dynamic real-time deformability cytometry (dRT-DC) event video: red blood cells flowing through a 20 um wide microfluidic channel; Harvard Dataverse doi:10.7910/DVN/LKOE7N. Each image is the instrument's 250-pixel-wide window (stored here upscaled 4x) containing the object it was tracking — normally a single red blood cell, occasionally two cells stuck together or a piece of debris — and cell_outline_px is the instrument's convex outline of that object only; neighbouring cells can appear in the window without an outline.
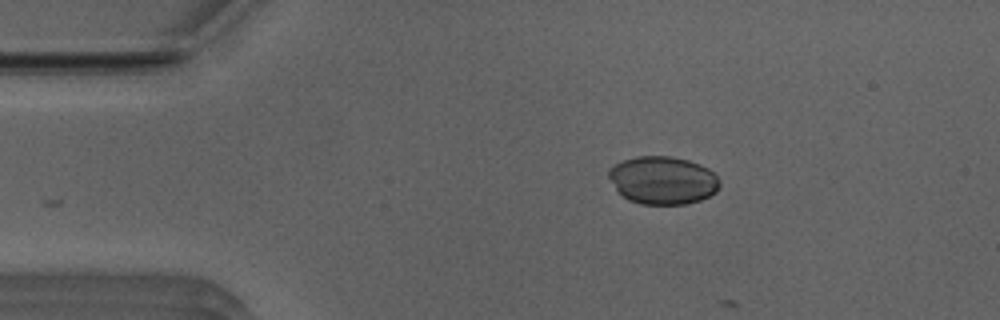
{"species": "Egyptian fruit bat (a non-hibernating species)", "species_latin": "Rousettus aegyptiacus", "temperature_condition": "room temperature", "stored_images_in_passage": 3, "camera_frame_rate_fps": 3000, "um_per_image_px": 0.085, "animal": {"sex": "male"}, "frame": {"image": 1, "passage_image": 1, "time_ms": 0.0, "image_size_px": [1000, 320], "cell_outline_px": [[720, 184], [716, 192], [700, 200], [684, 204], [640, 204], [628, 200], [616, 188], [608, 176], [608, 168], [624, 160], [636, 156], [672, 156], [688, 160], [700, 164], [708, 168], [720, 180]], "centroid_in_image_um": [56.34, 15.31], "position_along_channel_um": 28.7, "area_um2": 30.92}}